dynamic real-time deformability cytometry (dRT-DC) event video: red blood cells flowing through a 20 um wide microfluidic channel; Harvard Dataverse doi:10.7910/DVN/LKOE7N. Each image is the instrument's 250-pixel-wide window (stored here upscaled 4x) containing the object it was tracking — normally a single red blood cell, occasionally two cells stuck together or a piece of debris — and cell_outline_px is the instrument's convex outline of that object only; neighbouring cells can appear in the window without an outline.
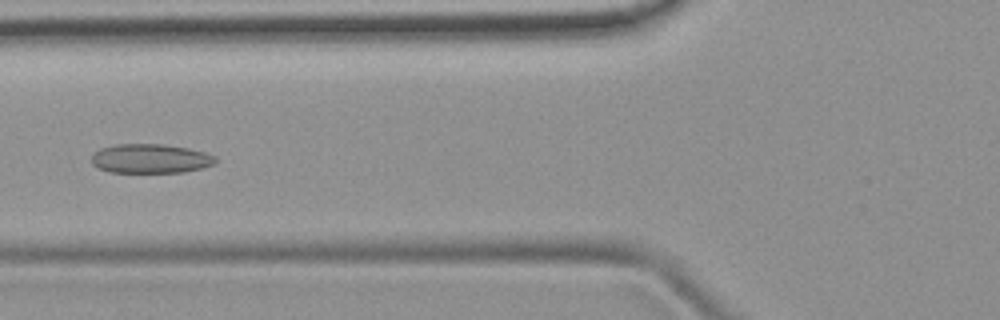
{"species": "common noctule bat (a hibernating species)", "species_latin": "Nyctalus noctula", "temperature_condition": "room temperature", "stored_images_in_passage": 45, "camera_frame_rate_fps": 3000, "um_per_image_px": 0.085, "animal": {"sex": "female", "body_mass_g": 19.9}, "frame": {"image": 1, "passage_image": 15, "time_ms": 4.667, "image_size_px": [1000, 320], "cell_outline_px": [[216, 164], [204, 168], [184, 172], [108, 172], [92, 164], [92, 152], [100, 148], [116, 144], [164, 144], [188, 148], [204, 152], [216, 156]], "centroid_in_image_um": [12.8, 13.48], "position_along_channel_um": 113.0, "area_um2": 21.33}}
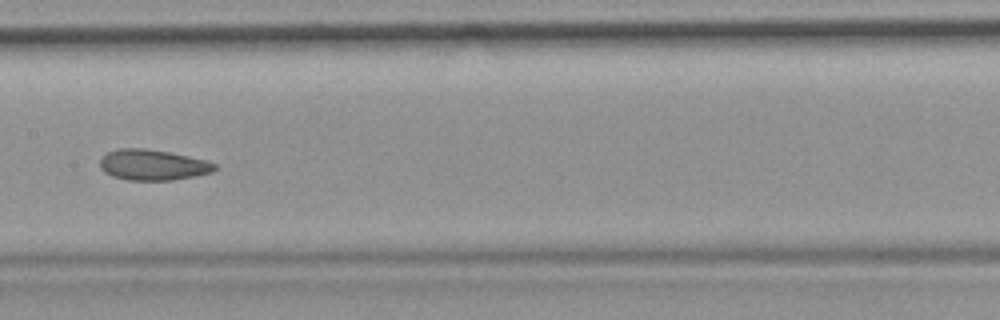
{"frame": {"image": 2, "passage_image": 21, "time_ms": 6.667, "image_size_px": [1000, 320], "cell_outline_px": [[216, 168], [212, 172], [196, 176], [172, 180], [128, 180], [112, 176], [104, 172], [100, 168], [100, 160], [108, 152], [116, 148], [144, 148], [168, 152], [208, 160], [216, 164]], "centroid_in_image_um": [12.99, 14.02], "position_along_channel_um": 194.4, "area_um2": 20.58}}
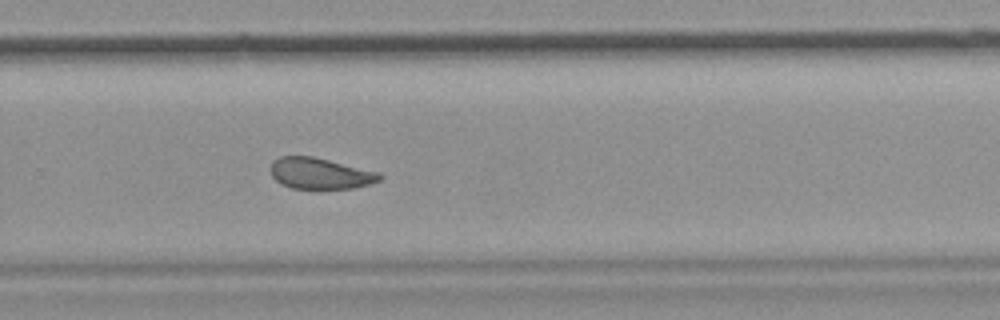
{"frame": {"image": 3, "passage_image": 29, "time_ms": 9.333, "image_size_px": [1000, 320], "cell_outline_px": [[384, 176], [380, 180], [368, 184], [352, 188], [292, 188], [280, 184], [272, 176], [268, 168], [272, 160], [280, 156], [312, 156], [380, 172]], "centroid_in_image_um": [27.17, 14.73], "position_along_channel_um": 302.6, "area_um2": 19.88}}